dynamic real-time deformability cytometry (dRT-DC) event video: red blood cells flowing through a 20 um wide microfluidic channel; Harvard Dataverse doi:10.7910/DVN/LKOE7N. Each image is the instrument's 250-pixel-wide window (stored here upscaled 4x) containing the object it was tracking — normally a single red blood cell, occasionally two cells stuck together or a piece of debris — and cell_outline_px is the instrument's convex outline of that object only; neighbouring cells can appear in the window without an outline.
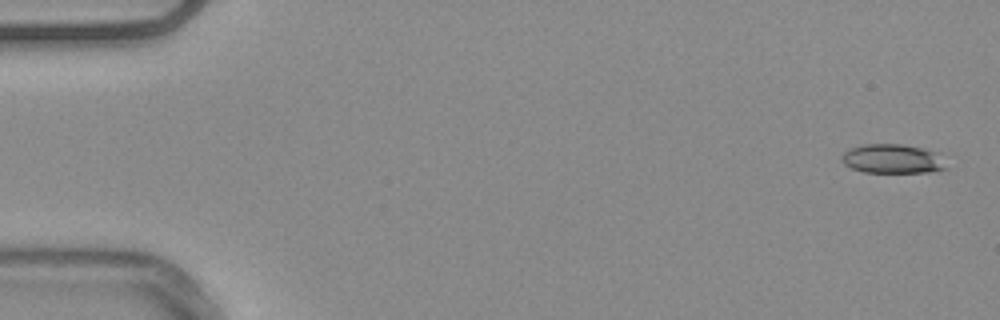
{"species": "common noctule bat (a hibernating species)", "species_latin": "Nyctalus noctula", "temperature_condition": "warm", "stored_images_in_passage": 53, "camera_frame_rate_fps": 3000, "um_per_image_px": 0.085, "animal": {"sex": "male", "body_mass_g": 20.4}, "frame": {"image": 1, "passage_image": 1, "time_ms": 0.0, "image_size_px": [1000, 320], "cell_outline_px": [[948, 168], [928, 172], [864, 172], [852, 168], [844, 164], [844, 152], [852, 148], [864, 144], [900, 144], [940, 152]], "centroid_in_image_um": [75.94, 13.5], "position_along_channel_um": 9.1, "area_um2": 17.63}}
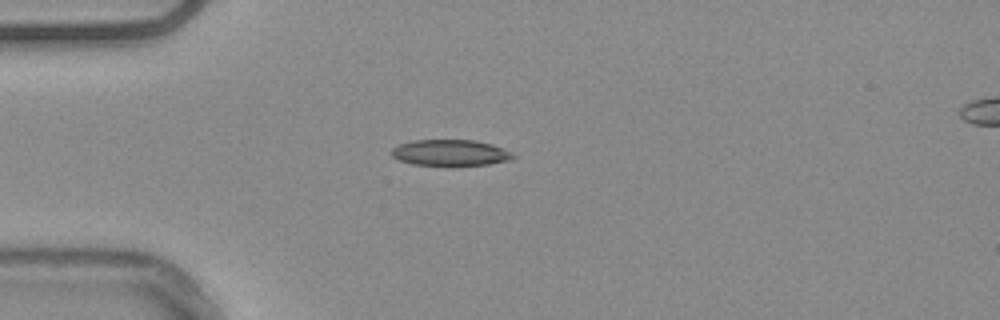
{"frame": {"image": 2, "passage_image": 14, "time_ms": 4.333, "image_size_px": [1000, 320], "cell_outline_px": [[516, 156], [512, 160], [488, 164], [448, 168], [412, 164], [400, 160], [392, 156], [392, 148], [400, 144], [412, 140], [476, 140], [492, 144], [512, 152]], "centroid_in_image_um": [38.31, 13.02], "position_along_channel_um": 46.7, "area_um2": 19.25}}
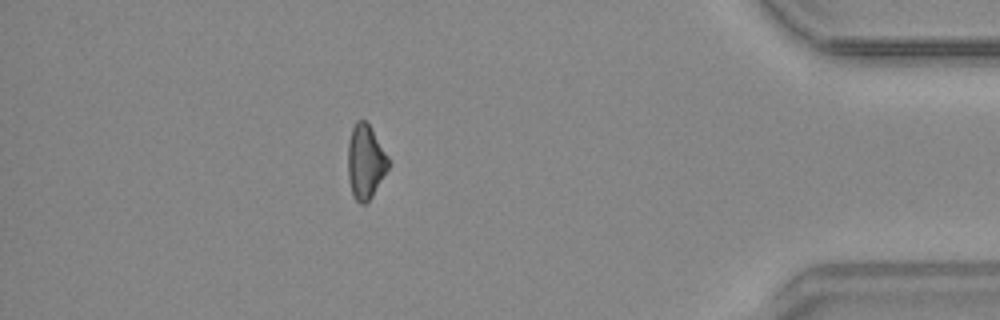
{"frame": {"image": 3, "passage_image": 47, "time_ms": 15.333, "image_size_px": [1000, 320], "cell_outline_px": [[392, 164], [372, 196], [364, 204], [360, 204], [352, 196], [348, 180], [348, 140], [352, 128], [356, 120], [364, 120], [368, 124], [388, 156]], "centroid_in_image_um": [31.07, 13.78], "position_along_channel_um": 404.1, "area_um2": 17.69}, "authors_computed_cell_mechanics": {"area_um2": 18.0336, "velocity_mm_per_s": 3.7856, "shape_relaxation_time_tau1_ms": 6.9931, "shape_relaxation_time_tau2_ms": 6.9529, "deformation_change_tau1": 0.1314, "deformation_change_tau2": 0.1622}}